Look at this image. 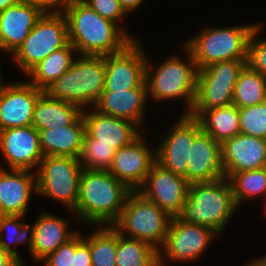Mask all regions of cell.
Wrapping results in <instances>:
<instances>
[{
	"label": "cell",
	"mask_w": 266,
	"mask_h": 266,
	"mask_svg": "<svg viewBox=\"0 0 266 266\" xmlns=\"http://www.w3.org/2000/svg\"><path fill=\"white\" fill-rule=\"evenodd\" d=\"M260 28L262 29L261 25L252 32L249 38L246 65L266 77V39H256Z\"/></svg>",
	"instance_id": "d590c367"
},
{
	"label": "cell",
	"mask_w": 266,
	"mask_h": 266,
	"mask_svg": "<svg viewBox=\"0 0 266 266\" xmlns=\"http://www.w3.org/2000/svg\"><path fill=\"white\" fill-rule=\"evenodd\" d=\"M0 150L9 169L31 170L44 157L39 132L32 125L0 130Z\"/></svg>",
	"instance_id": "2e32d148"
},
{
	"label": "cell",
	"mask_w": 266,
	"mask_h": 266,
	"mask_svg": "<svg viewBox=\"0 0 266 266\" xmlns=\"http://www.w3.org/2000/svg\"><path fill=\"white\" fill-rule=\"evenodd\" d=\"M216 235L219 234L210 227L183 221L179 216L172 217L166 240L158 250V266H165L168 259L173 262L199 259Z\"/></svg>",
	"instance_id": "8fae6325"
},
{
	"label": "cell",
	"mask_w": 266,
	"mask_h": 266,
	"mask_svg": "<svg viewBox=\"0 0 266 266\" xmlns=\"http://www.w3.org/2000/svg\"><path fill=\"white\" fill-rule=\"evenodd\" d=\"M155 150L156 162L186 179L188 156L194 139L202 132L196 118L183 114Z\"/></svg>",
	"instance_id": "7c38bea8"
},
{
	"label": "cell",
	"mask_w": 266,
	"mask_h": 266,
	"mask_svg": "<svg viewBox=\"0 0 266 266\" xmlns=\"http://www.w3.org/2000/svg\"><path fill=\"white\" fill-rule=\"evenodd\" d=\"M117 231L116 266H158V250L148 242Z\"/></svg>",
	"instance_id": "f1b7e54d"
},
{
	"label": "cell",
	"mask_w": 266,
	"mask_h": 266,
	"mask_svg": "<svg viewBox=\"0 0 266 266\" xmlns=\"http://www.w3.org/2000/svg\"><path fill=\"white\" fill-rule=\"evenodd\" d=\"M196 119L202 131L219 143L240 134L239 108L234 104L205 110Z\"/></svg>",
	"instance_id": "4316f807"
},
{
	"label": "cell",
	"mask_w": 266,
	"mask_h": 266,
	"mask_svg": "<svg viewBox=\"0 0 266 266\" xmlns=\"http://www.w3.org/2000/svg\"><path fill=\"white\" fill-rule=\"evenodd\" d=\"M20 219L25 222L23 216L20 215H0V246L4 250L13 254L22 263L23 266V260L11 245L12 243L21 244L27 242L30 251L33 243L34 226L31 227L28 223L25 224L24 222H21ZM3 232L7 233V238L4 237L5 235H3ZM5 239H8L10 241H5Z\"/></svg>",
	"instance_id": "d6a6232c"
},
{
	"label": "cell",
	"mask_w": 266,
	"mask_h": 266,
	"mask_svg": "<svg viewBox=\"0 0 266 266\" xmlns=\"http://www.w3.org/2000/svg\"><path fill=\"white\" fill-rule=\"evenodd\" d=\"M172 217L139 191H130L120 217L112 225L122 236L142 240L159 250L163 246Z\"/></svg>",
	"instance_id": "52a82bcc"
},
{
	"label": "cell",
	"mask_w": 266,
	"mask_h": 266,
	"mask_svg": "<svg viewBox=\"0 0 266 266\" xmlns=\"http://www.w3.org/2000/svg\"><path fill=\"white\" fill-rule=\"evenodd\" d=\"M0 167V215L24 216L31 194L37 193L36 173Z\"/></svg>",
	"instance_id": "ffe728a7"
},
{
	"label": "cell",
	"mask_w": 266,
	"mask_h": 266,
	"mask_svg": "<svg viewBox=\"0 0 266 266\" xmlns=\"http://www.w3.org/2000/svg\"><path fill=\"white\" fill-rule=\"evenodd\" d=\"M234 200L239 207L240 204L250 197L266 195V168L256 170H247L243 172L233 173L228 178Z\"/></svg>",
	"instance_id": "1f68e13d"
},
{
	"label": "cell",
	"mask_w": 266,
	"mask_h": 266,
	"mask_svg": "<svg viewBox=\"0 0 266 266\" xmlns=\"http://www.w3.org/2000/svg\"><path fill=\"white\" fill-rule=\"evenodd\" d=\"M82 116L85 133L91 138H96V143L112 145L116 150L130 144L141 134L135 123L104 115L97 110L88 113L83 110Z\"/></svg>",
	"instance_id": "7402d4cb"
},
{
	"label": "cell",
	"mask_w": 266,
	"mask_h": 266,
	"mask_svg": "<svg viewBox=\"0 0 266 266\" xmlns=\"http://www.w3.org/2000/svg\"><path fill=\"white\" fill-rule=\"evenodd\" d=\"M147 96V85L144 81L133 89L103 91L93 108L104 115L131 121L139 127L143 120Z\"/></svg>",
	"instance_id": "603a6c76"
},
{
	"label": "cell",
	"mask_w": 266,
	"mask_h": 266,
	"mask_svg": "<svg viewBox=\"0 0 266 266\" xmlns=\"http://www.w3.org/2000/svg\"><path fill=\"white\" fill-rule=\"evenodd\" d=\"M221 161L224 176L256 170L266 165V139L238 134L221 143Z\"/></svg>",
	"instance_id": "ac0fdd59"
},
{
	"label": "cell",
	"mask_w": 266,
	"mask_h": 266,
	"mask_svg": "<svg viewBox=\"0 0 266 266\" xmlns=\"http://www.w3.org/2000/svg\"><path fill=\"white\" fill-rule=\"evenodd\" d=\"M146 56L137 40L120 52L105 55V85L103 91H124L145 81Z\"/></svg>",
	"instance_id": "5bb4252c"
},
{
	"label": "cell",
	"mask_w": 266,
	"mask_h": 266,
	"mask_svg": "<svg viewBox=\"0 0 266 266\" xmlns=\"http://www.w3.org/2000/svg\"><path fill=\"white\" fill-rule=\"evenodd\" d=\"M42 92L29 81L6 84L0 95V130L31 126L34 106Z\"/></svg>",
	"instance_id": "e0dca14e"
},
{
	"label": "cell",
	"mask_w": 266,
	"mask_h": 266,
	"mask_svg": "<svg viewBox=\"0 0 266 266\" xmlns=\"http://www.w3.org/2000/svg\"><path fill=\"white\" fill-rule=\"evenodd\" d=\"M258 26L206 27L183 45L191 53L198 69L221 61L247 60L248 41Z\"/></svg>",
	"instance_id": "5b68a950"
},
{
	"label": "cell",
	"mask_w": 266,
	"mask_h": 266,
	"mask_svg": "<svg viewBox=\"0 0 266 266\" xmlns=\"http://www.w3.org/2000/svg\"><path fill=\"white\" fill-rule=\"evenodd\" d=\"M68 223L67 220L64 221L50 213L44 211L41 213L33 225V243L30 250L36 262L44 260L78 233L77 231L70 232Z\"/></svg>",
	"instance_id": "cb8c5ba5"
},
{
	"label": "cell",
	"mask_w": 266,
	"mask_h": 266,
	"mask_svg": "<svg viewBox=\"0 0 266 266\" xmlns=\"http://www.w3.org/2000/svg\"><path fill=\"white\" fill-rule=\"evenodd\" d=\"M87 3L96 13L105 19H108L117 24L119 19L126 16L125 11L122 9L119 0H83Z\"/></svg>",
	"instance_id": "8d00e7d4"
},
{
	"label": "cell",
	"mask_w": 266,
	"mask_h": 266,
	"mask_svg": "<svg viewBox=\"0 0 266 266\" xmlns=\"http://www.w3.org/2000/svg\"><path fill=\"white\" fill-rule=\"evenodd\" d=\"M44 156L79 158L82 151L85 122L81 115L72 125L38 130Z\"/></svg>",
	"instance_id": "d4e9b609"
},
{
	"label": "cell",
	"mask_w": 266,
	"mask_h": 266,
	"mask_svg": "<svg viewBox=\"0 0 266 266\" xmlns=\"http://www.w3.org/2000/svg\"><path fill=\"white\" fill-rule=\"evenodd\" d=\"M247 266H265V257H261L259 259H255V261L253 260L250 265Z\"/></svg>",
	"instance_id": "ee69618b"
},
{
	"label": "cell",
	"mask_w": 266,
	"mask_h": 266,
	"mask_svg": "<svg viewBox=\"0 0 266 266\" xmlns=\"http://www.w3.org/2000/svg\"><path fill=\"white\" fill-rule=\"evenodd\" d=\"M19 1L20 0H0V11L7 9L9 6H12Z\"/></svg>",
	"instance_id": "7bdbcfd3"
},
{
	"label": "cell",
	"mask_w": 266,
	"mask_h": 266,
	"mask_svg": "<svg viewBox=\"0 0 266 266\" xmlns=\"http://www.w3.org/2000/svg\"><path fill=\"white\" fill-rule=\"evenodd\" d=\"M237 208L230 182L223 177L210 182L191 183L179 217L192 224L210 227L220 234Z\"/></svg>",
	"instance_id": "3957f363"
},
{
	"label": "cell",
	"mask_w": 266,
	"mask_h": 266,
	"mask_svg": "<svg viewBox=\"0 0 266 266\" xmlns=\"http://www.w3.org/2000/svg\"><path fill=\"white\" fill-rule=\"evenodd\" d=\"M115 153L116 149L112 145L96 143V138H91L85 133L78 159L84 169L108 170Z\"/></svg>",
	"instance_id": "836d02e7"
},
{
	"label": "cell",
	"mask_w": 266,
	"mask_h": 266,
	"mask_svg": "<svg viewBox=\"0 0 266 266\" xmlns=\"http://www.w3.org/2000/svg\"><path fill=\"white\" fill-rule=\"evenodd\" d=\"M246 61L227 60L198 69L196 98L189 115L197 118L205 110L231 105L236 81Z\"/></svg>",
	"instance_id": "9c48e42d"
},
{
	"label": "cell",
	"mask_w": 266,
	"mask_h": 266,
	"mask_svg": "<svg viewBox=\"0 0 266 266\" xmlns=\"http://www.w3.org/2000/svg\"><path fill=\"white\" fill-rule=\"evenodd\" d=\"M43 13L21 1L0 11V50L13 55Z\"/></svg>",
	"instance_id": "44dd1931"
},
{
	"label": "cell",
	"mask_w": 266,
	"mask_h": 266,
	"mask_svg": "<svg viewBox=\"0 0 266 266\" xmlns=\"http://www.w3.org/2000/svg\"><path fill=\"white\" fill-rule=\"evenodd\" d=\"M129 193L130 190L108 170L83 168L73 212L87 225L112 226L120 217Z\"/></svg>",
	"instance_id": "7a4b0ae2"
},
{
	"label": "cell",
	"mask_w": 266,
	"mask_h": 266,
	"mask_svg": "<svg viewBox=\"0 0 266 266\" xmlns=\"http://www.w3.org/2000/svg\"><path fill=\"white\" fill-rule=\"evenodd\" d=\"M82 111L79 106L52 98L43 91L34 106L32 126L37 130L70 126Z\"/></svg>",
	"instance_id": "484cf974"
},
{
	"label": "cell",
	"mask_w": 266,
	"mask_h": 266,
	"mask_svg": "<svg viewBox=\"0 0 266 266\" xmlns=\"http://www.w3.org/2000/svg\"><path fill=\"white\" fill-rule=\"evenodd\" d=\"M66 18L61 11L43 13L22 45L11 55L23 72L28 74L52 52L69 44Z\"/></svg>",
	"instance_id": "ba28073f"
},
{
	"label": "cell",
	"mask_w": 266,
	"mask_h": 266,
	"mask_svg": "<svg viewBox=\"0 0 266 266\" xmlns=\"http://www.w3.org/2000/svg\"><path fill=\"white\" fill-rule=\"evenodd\" d=\"M3 80H2V76H1V72H0V95H1V92L3 91V88L5 87V83L4 84H2L3 82H2Z\"/></svg>",
	"instance_id": "f6af8a7d"
},
{
	"label": "cell",
	"mask_w": 266,
	"mask_h": 266,
	"mask_svg": "<svg viewBox=\"0 0 266 266\" xmlns=\"http://www.w3.org/2000/svg\"><path fill=\"white\" fill-rule=\"evenodd\" d=\"M240 133L266 139V101L239 108Z\"/></svg>",
	"instance_id": "e575fe53"
},
{
	"label": "cell",
	"mask_w": 266,
	"mask_h": 266,
	"mask_svg": "<svg viewBox=\"0 0 266 266\" xmlns=\"http://www.w3.org/2000/svg\"><path fill=\"white\" fill-rule=\"evenodd\" d=\"M84 240L89 244L92 266H116L117 230L113 226H103Z\"/></svg>",
	"instance_id": "4dcf8cb0"
},
{
	"label": "cell",
	"mask_w": 266,
	"mask_h": 266,
	"mask_svg": "<svg viewBox=\"0 0 266 266\" xmlns=\"http://www.w3.org/2000/svg\"><path fill=\"white\" fill-rule=\"evenodd\" d=\"M75 253V236L67 243L59 246L53 253L48 255L43 262L44 266H73Z\"/></svg>",
	"instance_id": "74e56055"
},
{
	"label": "cell",
	"mask_w": 266,
	"mask_h": 266,
	"mask_svg": "<svg viewBox=\"0 0 266 266\" xmlns=\"http://www.w3.org/2000/svg\"><path fill=\"white\" fill-rule=\"evenodd\" d=\"M189 185L183 176L172 173L155 162L138 191L171 217H178L187 200Z\"/></svg>",
	"instance_id": "4fadbf2b"
},
{
	"label": "cell",
	"mask_w": 266,
	"mask_h": 266,
	"mask_svg": "<svg viewBox=\"0 0 266 266\" xmlns=\"http://www.w3.org/2000/svg\"><path fill=\"white\" fill-rule=\"evenodd\" d=\"M184 48L188 62L178 56L169 57L156 68L146 62L145 82L149 97L156 101L183 98L188 106L183 114H189L196 98L198 68L189 50Z\"/></svg>",
	"instance_id": "8992f818"
},
{
	"label": "cell",
	"mask_w": 266,
	"mask_h": 266,
	"mask_svg": "<svg viewBox=\"0 0 266 266\" xmlns=\"http://www.w3.org/2000/svg\"><path fill=\"white\" fill-rule=\"evenodd\" d=\"M36 173L37 193L75 210L83 167L78 158L44 156Z\"/></svg>",
	"instance_id": "30bf717a"
},
{
	"label": "cell",
	"mask_w": 266,
	"mask_h": 266,
	"mask_svg": "<svg viewBox=\"0 0 266 266\" xmlns=\"http://www.w3.org/2000/svg\"><path fill=\"white\" fill-rule=\"evenodd\" d=\"M76 49L71 43L49 54L38 65H36L27 75L31 77L30 83L45 91L62 74H64L74 62L72 56Z\"/></svg>",
	"instance_id": "83f0119b"
},
{
	"label": "cell",
	"mask_w": 266,
	"mask_h": 266,
	"mask_svg": "<svg viewBox=\"0 0 266 266\" xmlns=\"http://www.w3.org/2000/svg\"><path fill=\"white\" fill-rule=\"evenodd\" d=\"M144 0H119L122 9L126 14L138 8Z\"/></svg>",
	"instance_id": "b9f144b4"
},
{
	"label": "cell",
	"mask_w": 266,
	"mask_h": 266,
	"mask_svg": "<svg viewBox=\"0 0 266 266\" xmlns=\"http://www.w3.org/2000/svg\"><path fill=\"white\" fill-rule=\"evenodd\" d=\"M0 266H22V263L0 246Z\"/></svg>",
	"instance_id": "60d3db41"
},
{
	"label": "cell",
	"mask_w": 266,
	"mask_h": 266,
	"mask_svg": "<svg viewBox=\"0 0 266 266\" xmlns=\"http://www.w3.org/2000/svg\"><path fill=\"white\" fill-rule=\"evenodd\" d=\"M22 3H26L35 7H38L44 13H54L61 11L59 8L63 6L65 0H20ZM55 8V7H57Z\"/></svg>",
	"instance_id": "ab89813d"
},
{
	"label": "cell",
	"mask_w": 266,
	"mask_h": 266,
	"mask_svg": "<svg viewBox=\"0 0 266 266\" xmlns=\"http://www.w3.org/2000/svg\"><path fill=\"white\" fill-rule=\"evenodd\" d=\"M223 177L221 143L202 131L190 148L186 180L191 184L210 182Z\"/></svg>",
	"instance_id": "d6986e66"
},
{
	"label": "cell",
	"mask_w": 266,
	"mask_h": 266,
	"mask_svg": "<svg viewBox=\"0 0 266 266\" xmlns=\"http://www.w3.org/2000/svg\"><path fill=\"white\" fill-rule=\"evenodd\" d=\"M73 266H92L89 244L79 232L75 235Z\"/></svg>",
	"instance_id": "f35d334b"
},
{
	"label": "cell",
	"mask_w": 266,
	"mask_h": 266,
	"mask_svg": "<svg viewBox=\"0 0 266 266\" xmlns=\"http://www.w3.org/2000/svg\"><path fill=\"white\" fill-rule=\"evenodd\" d=\"M266 101V77L251 70L247 65L240 72L233 93L238 108L257 105Z\"/></svg>",
	"instance_id": "f546056e"
},
{
	"label": "cell",
	"mask_w": 266,
	"mask_h": 266,
	"mask_svg": "<svg viewBox=\"0 0 266 266\" xmlns=\"http://www.w3.org/2000/svg\"><path fill=\"white\" fill-rule=\"evenodd\" d=\"M45 92L79 106H95L105 85V56L81 55ZM93 104V105H92Z\"/></svg>",
	"instance_id": "277c9868"
},
{
	"label": "cell",
	"mask_w": 266,
	"mask_h": 266,
	"mask_svg": "<svg viewBox=\"0 0 266 266\" xmlns=\"http://www.w3.org/2000/svg\"><path fill=\"white\" fill-rule=\"evenodd\" d=\"M142 134L133 142L116 150L108 171L130 191H138L156 162L155 150L145 145Z\"/></svg>",
	"instance_id": "9a60e30c"
},
{
	"label": "cell",
	"mask_w": 266,
	"mask_h": 266,
	"mask_svg": "<svg viewBox=\"0 0 266 266\" xmlns=\"http://www.w3.org/2000/svg\"><path fill=\"white\" fill-rule=\"evenodd\" d=\"M69 42L81 55L105 56L120 52L134 39L116 23L103 18L83 0H65Z\"/></svg>",
	"instance_id": "6da1fadb"
},
{
	"label": "cell",
	"mask_w": 266,
	"mask_h": 266,
	"mask_svg": "<svg viewBox=\"0 0 266 266\" xmlns=\"http://www.w3.org/2000/svg\"><path fill=\"white\" fill-rule=\"evenodd\" d=\"M264 197H265V201H266V195ZM264 206H265V209H266V202H265V205ZM265 212H266V210H265Z\"/></svg>",
	"instance_id": "bcb514c9"
}]
</instances>
